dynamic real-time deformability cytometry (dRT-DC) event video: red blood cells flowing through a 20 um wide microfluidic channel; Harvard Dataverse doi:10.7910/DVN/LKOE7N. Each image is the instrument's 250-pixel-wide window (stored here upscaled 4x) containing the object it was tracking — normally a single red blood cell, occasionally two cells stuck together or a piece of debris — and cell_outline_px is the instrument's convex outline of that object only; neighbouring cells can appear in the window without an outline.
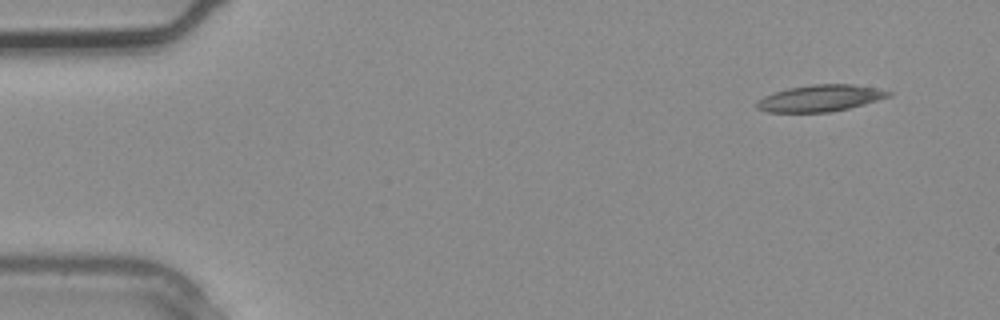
{"species": "common noctule bat (a hibernating species)", "species_latin": "Nyctalus noctula", "temperature_condition": "warm", "stored_images_in_passage": 3, "camera_frame_rate_fps": 3000, "um_per_image_px": 0.085, "animal": {"sex": "male", "body_mass_g": 20.4}, "frame": {"image": 1, "passage_image": 1, "time_ms": 0.0, "image_size_px": [1000, 320], "cell_outline_px": [[892, 96], [864, 104], [832, 112], [768, 112], [756, 108], [756, 100], [764, 96], [788, 88], [812, 84], [852, 84], [892, 92]], "centroid_in_image_um": [69.69, 8.35], "position_along_channel_um": 15.3, "area_um2": 20.29}}
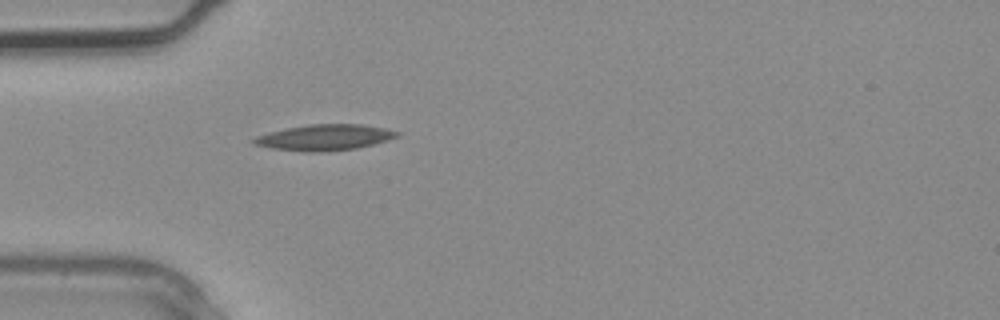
{"frame": {"image": 2, "passage_image": 3, "time_ms": 0.667, "image_size_px": [1000, 320], "cell_outline_px": [[400, 136], [388, 140], [356, 148], [320, 152], [304, 152], [272, 148], [252, 144], [252, 140], [256, 136], [268, 132], [308, 124], [360, 124], [384, 128], [400, 132]], "centroid_in_image_um": [27.58, 11.68], "position_along_channel_um": 57.4, "area_um2": 21.56}}